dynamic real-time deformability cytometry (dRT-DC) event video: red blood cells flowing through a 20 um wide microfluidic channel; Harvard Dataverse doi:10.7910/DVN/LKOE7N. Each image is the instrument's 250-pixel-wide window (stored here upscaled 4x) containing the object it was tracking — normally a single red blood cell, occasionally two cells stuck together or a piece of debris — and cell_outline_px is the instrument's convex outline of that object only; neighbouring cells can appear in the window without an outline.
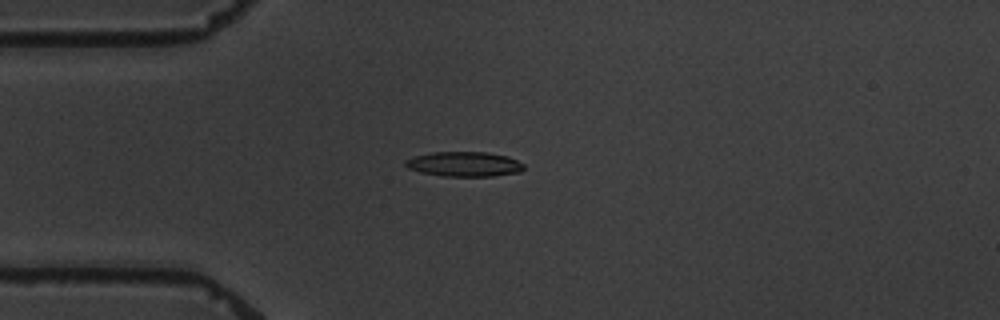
{"species": "common noctule bat (a hibernating species)", "species_latin": "Nyctalus noctula", "temperature_condition": "warm", "stored_images_in_passage": 4, "camera_frame_rate_fps": 3000, "um_per_image_px": 0.085, "animal": {"sex": "male", "body_mass_g": 19.5, "forearm_length_mm": 54.6}, "frame": {"image": 1, "passage_image": 1, "time_ms": 0.0, "image_size_px": [1000, 320], "cell_outline_px": [[524, 168], [520, 172], [492, 176], [444, 176], [420, 172], [408, 168], [404, 164], [404, 160], [416, 156], [432, 152], [488, 152], [508, 156], [524, 164]], "centroid_in_image_um": [39.46, 13.95], "position_along_channel_um": 45.5, "area_um2": 17.11}}
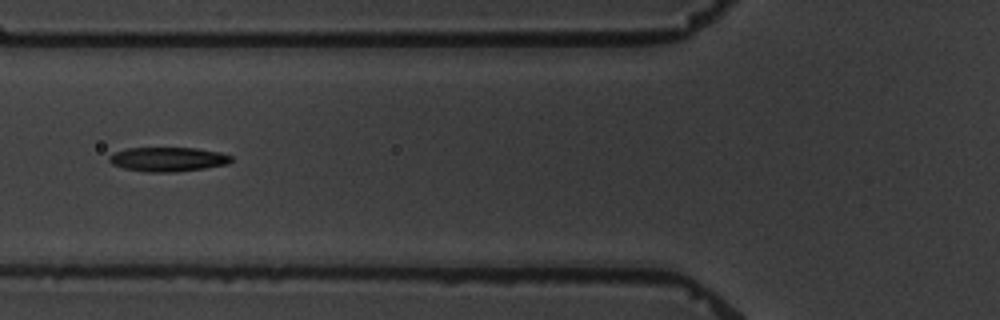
{"frame": {"image": 2, "passage_image": 3, "time_ms": 2.333, "image_size_px": [1000, 320], "cell_outline_px": [[232, 160], [228, 164], [204, 168], [176, 172], [148, 172], [124, 168], [112, 164], [108, 160], [108, 156], [112, 152], [128, 148], [196, 148], [220, 152], [232, 156]], "centroid_in_image_um": [14.25, 13.53], "position_along_channel_um": 111.5, "area_um2": 17.34}}
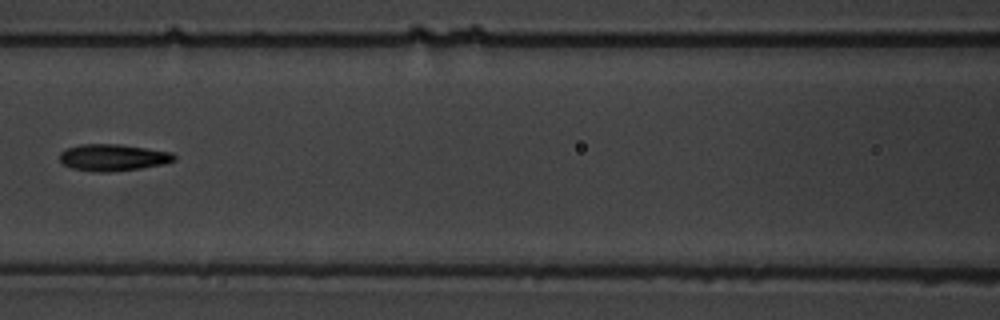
{"frame": {"image": 3, "passage_image": 4, "time_ms": 3.667, "image_size_px": [1000, 320], "cell_outline_px": [[176, 160], [164, 164], [140, 168], [108, 172], [100, 172], [72, 168], [64, 164], [60, 160], [60, 152], [68, 148], [80, 144], [120, 144], [172, 152], [176, 156]], "centroid_in_image_um": [9.63, 13.38], "position_along_channel_um": 157.0, "area_um2": 17.74}}